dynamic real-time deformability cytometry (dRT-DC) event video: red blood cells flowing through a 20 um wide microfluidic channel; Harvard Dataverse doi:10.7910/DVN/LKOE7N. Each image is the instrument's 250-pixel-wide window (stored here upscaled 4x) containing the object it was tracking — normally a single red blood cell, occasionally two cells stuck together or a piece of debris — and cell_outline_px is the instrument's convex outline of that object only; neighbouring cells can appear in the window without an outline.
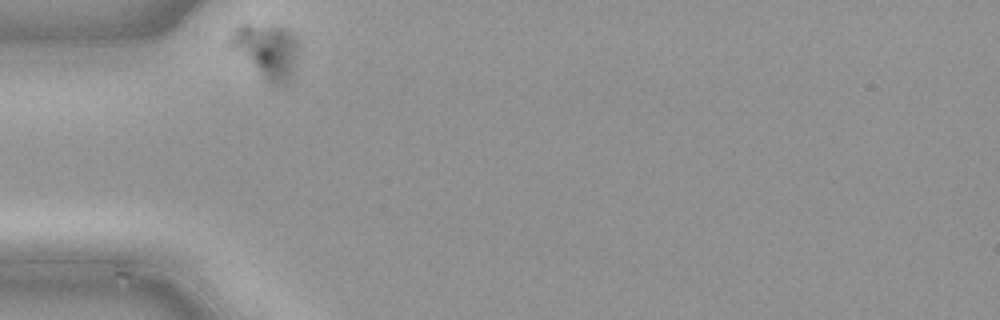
{"species": "common noctule bat (a hibernating species)", "species_latin": "Nyctalus noctula", "temperature_condition": "cold", "stored_images_in_passage": 28, "camera_frame_rate_fps": 3000, "um_per_image_px": 0.085, "animal": {"sex": "male", "body_mass_g": 21.5, "forearm_length_mm": 52.0}, "frame": {"image": 1, "passage_image": 1, "time_ms": 0.0, "image_size_px": [1000, 320], "cell_outline_px": [[300, 48], [296, 64], [288, 84], [276, 88], [232, 48], [228, 44], [228, 36], [232, 28], [240, 24], [248, 24], [284, 28], [292, 32], [296, 36], [300, 44]], "centroid_in_image_um": [22.7, 4.31], "position_along_channel_um": 62.3, "area_um2": 21.85}}